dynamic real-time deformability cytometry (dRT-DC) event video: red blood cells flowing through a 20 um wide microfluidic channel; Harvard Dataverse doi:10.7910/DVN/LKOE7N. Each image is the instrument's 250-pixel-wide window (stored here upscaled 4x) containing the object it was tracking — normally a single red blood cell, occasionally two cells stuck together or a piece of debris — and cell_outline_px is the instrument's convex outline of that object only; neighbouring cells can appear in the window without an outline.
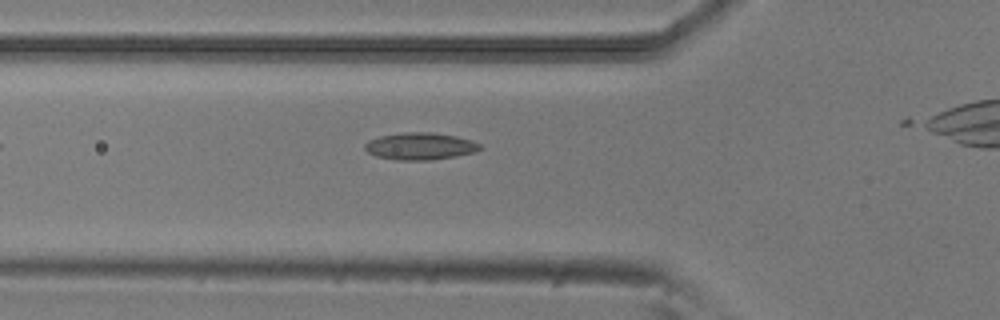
{"species": "common noctule bat (a hibernating species)", "species_latin": "Nyctalus noctula", "temperature_condition": "room temperature", "stored_images_in_passage": 6, "camera_frame_rate_fps": 3000, "um_per_image_px": 0.085, "animal": {"sex": "male", "body_mass_g": 20.5, "forearm_length_mm": 52.5}, "frame": {"image": 1, "passage_image": 2, "time_ms": 0.333, "image_size_px": [1000, 320], "cell_outline_px": [[484, 148], [476, 152], [456, 156], [432, 160], [396, 160], [376, 156], [368, 152], [364, 148], [364, 144], [368, 140], [380, 136], [404, 132], [432, 132], [456, 136], [472, 140], [480, 144]], "centroid_in_image_um": [35.73, 12.43], "position_along_channel_um": 90.1, "area_um2": 18.38}}
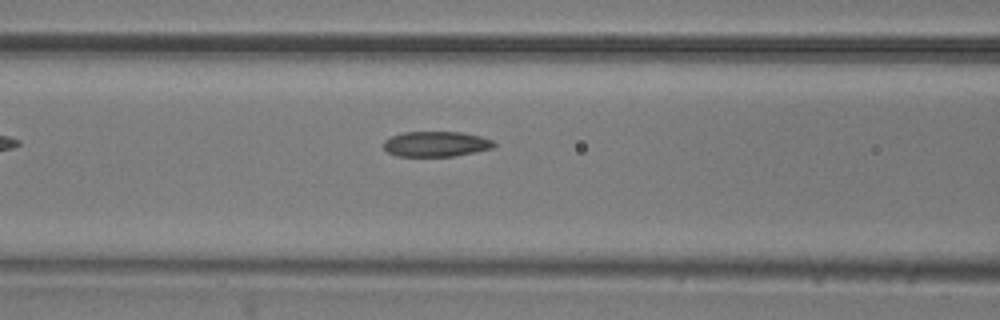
{"frame": {"image": 2, "passage_image": 5, "time_ms": 1.333, "image_size_px": [1000, 320], "cell_outline_px": [[496, 144], [492, 148], [476, 152], [452, 156], [396, 156], [388, 152], [384, 148], [384, 140], [392, 136], [404, 132], [460, 132], [480, 136], [492, 140]], "centroid_in_image_um": [37.06, 12.24], "position_along_channel_um": 129.5, "area_um2": 16.18}}